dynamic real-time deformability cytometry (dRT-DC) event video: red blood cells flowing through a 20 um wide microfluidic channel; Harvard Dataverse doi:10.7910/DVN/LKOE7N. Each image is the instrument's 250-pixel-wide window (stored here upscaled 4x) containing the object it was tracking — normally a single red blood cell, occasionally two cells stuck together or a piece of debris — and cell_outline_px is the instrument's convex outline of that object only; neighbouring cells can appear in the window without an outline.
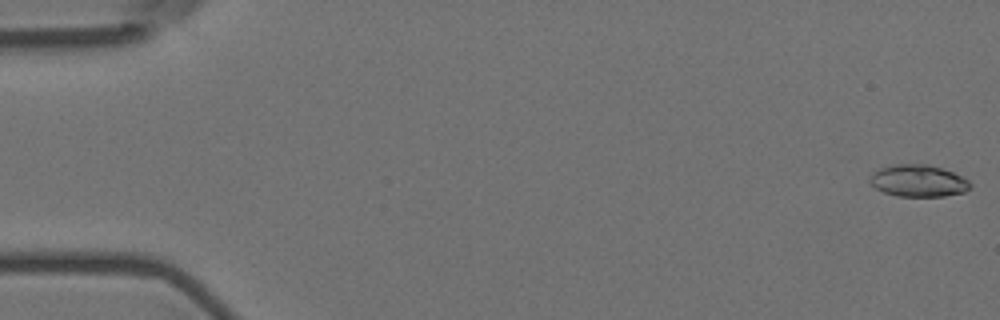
{"species": "Egyptian fruit bat (a non-hibernating species)", "species_latin": "Rousettus aegyptiacus", "temperature_condition": "room temperature", "stored_images_in_passage": 25, "camera_frame_rate_fps": 3000, "um_per_image_px": 0.085, "animal": {"sex": "female"}, "frame": {"image": 1, "passage_image": 1, "time_ms": 0.0, "image_size_px": [1000, 320], "cell_outline_px": [[972, 184], [964, 192], [944, 196], [896, 196], [884, 192], [876, 188], [868, 180], [872, 172], [880, 168], [896, 164], [928, 164], [952, 172], [968, 180]], "centroid_in_image_um": [78.02, 15.37], "position_along_channel_um": 7.0, "area_um2": 18.55}}
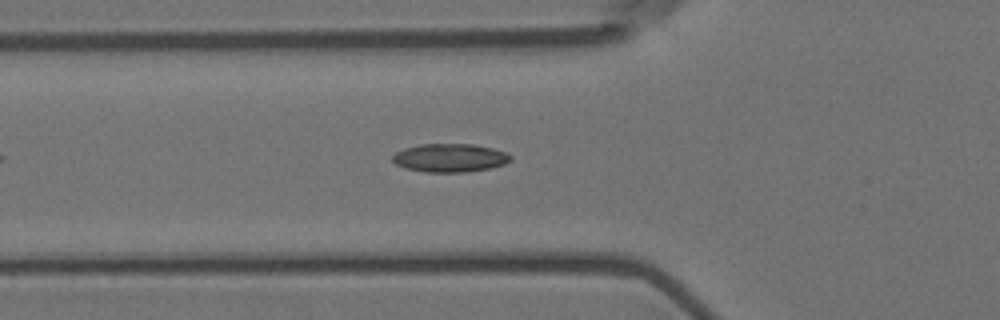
{"frame": {"image": 2, "passage_image": 20, "time_ms": 6.333, "image_size_px": [1000, 320], "cell_outline_px": [[512, 160], [504, 164], [492, 168], [468, 172], [424, 172], [404, 168], [396, 164], [392, 160], [392, 156], [396, 152], [404, 148], [420, 144], [472, 144], [492, 148], [504, 152], [512, 156]], "centroid_in_image_um": [38.24, 13.42], "position_along_channel_um": 87.6, "area_um2": 19.65}}
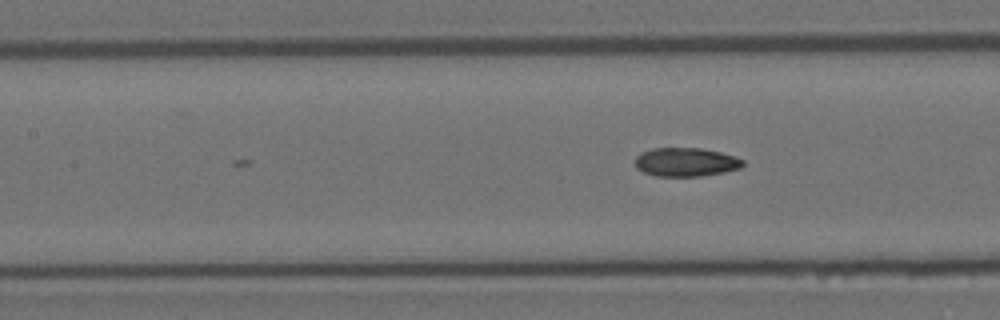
{"frame": {"image": 3, "passage_image": 25, "time_ms": 8.0, "image_size_px": [1000, 320], "cell_outline_px": [[744, 164], [740, 168], [724, 172], [700, 176], [656, 176], [644, 172], [636, 168], [636, 156], [640, 152], [652, 148], [700, 148], [720, 152], [736, 156], [744, 160]], "centroid_in_image_um": [58.3, 13.77], "position_along_channel_um": 149.1, "area_um2": 18.09}}